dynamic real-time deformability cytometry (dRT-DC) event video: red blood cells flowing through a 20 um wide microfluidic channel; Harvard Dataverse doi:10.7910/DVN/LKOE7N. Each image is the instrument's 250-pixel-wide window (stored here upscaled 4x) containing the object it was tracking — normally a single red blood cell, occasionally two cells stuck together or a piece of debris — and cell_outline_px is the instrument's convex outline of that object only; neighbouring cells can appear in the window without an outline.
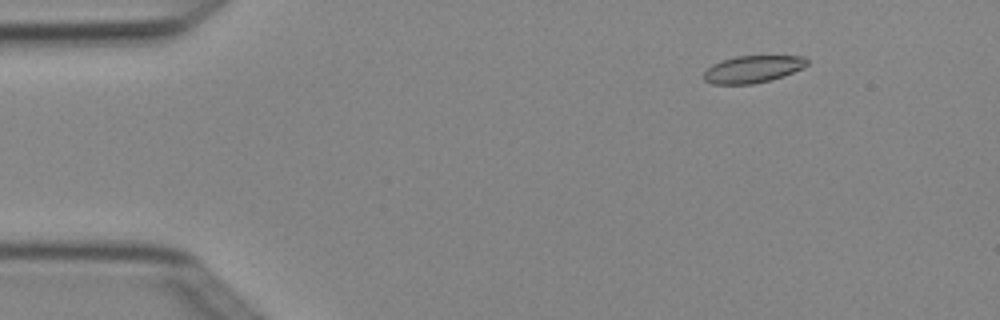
{"species": "Egyptian fruit bat (a non-hibernating species)", "species_latin": "Rousettus aegyptiacus", "temperature_condition": "cold", "stored_images_in_passage": 4, "camera_frame_rate_fps": 3000, "um_per_image_px": 0.085, "animal": {"sex": "female"}, "frame": {"image": 1, "passage_image": 2, "time_ms": 0.333, "image_size_px": [1000, 320], "cell_outline_px": [[808, 64], [804, 68], [784, 76], [752, 84], [712, 84], [704, 80], [704, 72], [712, 64], [720, 60], [736, 56], [804, 56], [808, 60]], "centroid_in_image_um": [63.99, 5.87], "position_along_channel_um": 21.0, "area_um2": 16.42}}
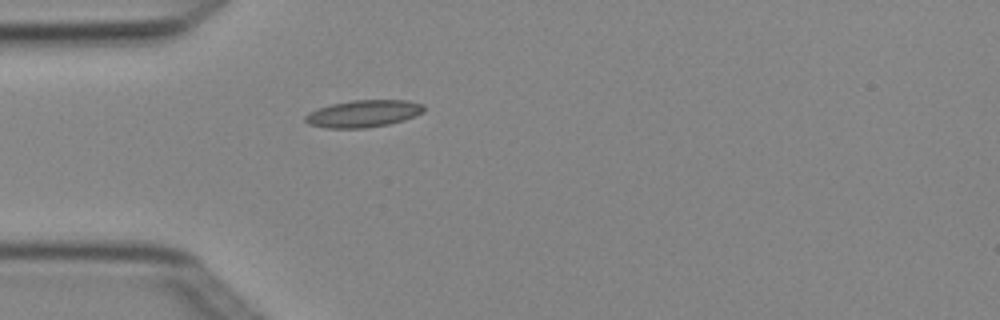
{"frame": {"image": 2, "passage_image": 4, "time_ms": 1.0, "image_size_px": [1000, 320], "cell_outline_px": [[424, 112], [404, 120], [388, 124], [364, 128], [328, 128], [308, 124], [304, 120], [304, 116], [308, 112], [316, 108], [332, 104], [352, 100], [408, 100], [424, 104]], "centroid_in_image_um": [30.87, 9.65], "position_along_channel_um": 54.1, "area_um2": 18.84}}